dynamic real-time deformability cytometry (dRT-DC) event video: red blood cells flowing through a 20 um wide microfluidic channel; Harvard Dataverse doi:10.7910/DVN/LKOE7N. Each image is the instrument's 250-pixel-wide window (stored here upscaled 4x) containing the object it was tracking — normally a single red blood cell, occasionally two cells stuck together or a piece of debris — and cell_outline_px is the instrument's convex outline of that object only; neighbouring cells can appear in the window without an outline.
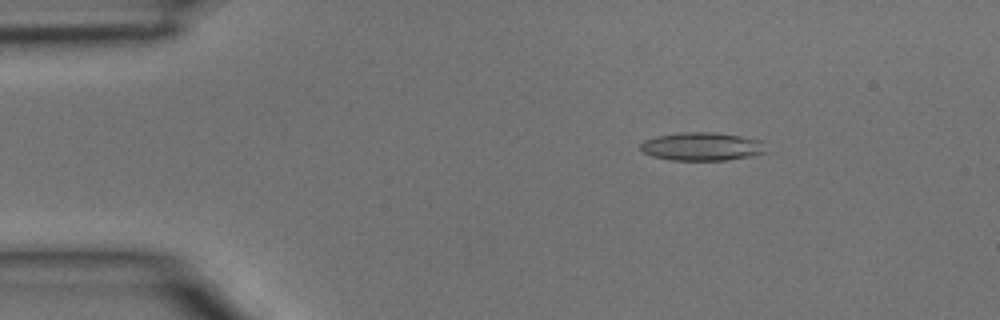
{"species": "common noctule bat (a hibernating species)", "species_latin": "Nyctalus noctula", "temperature_condition": "room temperature", "stored_images_in_passage": 3, "camera_frame_rate_fps": 3000, "um_per_image_px": 0.085, "animal": {"sex": "male", "body_mass_g": 15.6}, "frame": {"image": 1, "passage_image": 1, "time_ms": 0.0, "image_size_px": [1000, 320], "cell_outline_px": [[768, 152], [748, 156], [724, 160], [672, 160], [652, 156], [644, 152], [640, 148], [640, 144], [644, 140], [656, 136], [680, 132], [712, 132], [740, 136], [760, 140]], "centroid_in_image_um": [59.63, 12.45], "position_along_channel_um": 25.4, "area_um2": 20.52}}
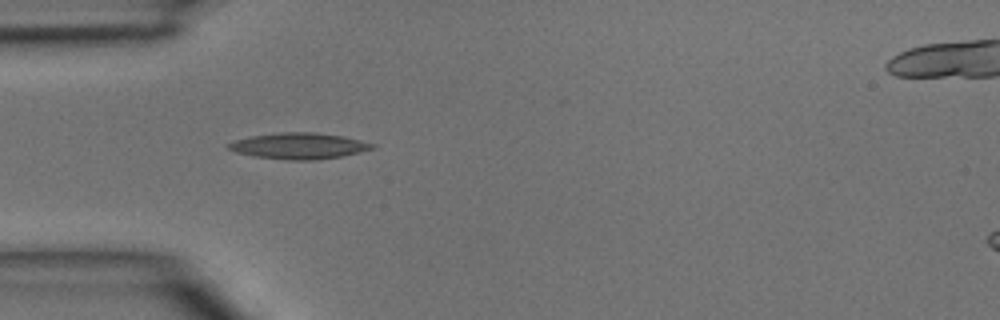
{"frame": {"image": 2, "passage_image": 3, "time_ms": 0.667, "image_size_px": [1000, 320], "cell_outline_px": [[376, 148], [360, 152], [340, 156], [316, 160], [288, 160], [256, 156], [236, 152], [228, 148], [224, 144], [236, 140], [252, 136], [280, 132], [316, 132], [344, 136], [376, 144]], "centroid_in_image_um": [25.44, 12.39], "position_along_channel_um": 59.6, "area_um2": 21.85}}